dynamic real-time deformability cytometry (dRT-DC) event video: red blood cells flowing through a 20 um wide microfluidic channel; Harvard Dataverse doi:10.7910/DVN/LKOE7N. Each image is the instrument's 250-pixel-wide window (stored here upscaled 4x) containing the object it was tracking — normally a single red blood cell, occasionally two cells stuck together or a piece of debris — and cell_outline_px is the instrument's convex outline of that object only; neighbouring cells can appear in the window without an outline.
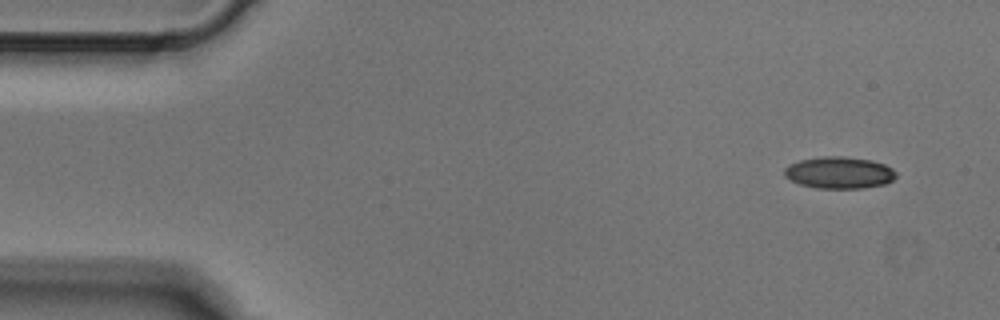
{"species": "Egyptian fruit bat (a non-hibernating species)", "species_latin": "Rousettus aegyptiacus", "temperature_condition": "cold", "stored_images_in_passage": 2, "camera_frame_rate_fps": 3000, "um_per_image_px": 0.085, "animal": {"sex": "male"}, "frame": {"image": 1, "passage_image": 1, "time_ms": 0.0, "image_size_px": [1000, 320], "cell_outline_px": [[896, 176], [892, 180], [884, 184], [864, 188], [816, 188], [800, 184], [784, 176], [784, 168], [788, 164], [800, 160], [824, 156], [844, 156], [872, 160], [884, 164], [892, 168], [896, 172]], "centroid_in_image_um": [71.33, 14.67], "position_along_channel_um": 13.7, "area_um2": 20.75}}